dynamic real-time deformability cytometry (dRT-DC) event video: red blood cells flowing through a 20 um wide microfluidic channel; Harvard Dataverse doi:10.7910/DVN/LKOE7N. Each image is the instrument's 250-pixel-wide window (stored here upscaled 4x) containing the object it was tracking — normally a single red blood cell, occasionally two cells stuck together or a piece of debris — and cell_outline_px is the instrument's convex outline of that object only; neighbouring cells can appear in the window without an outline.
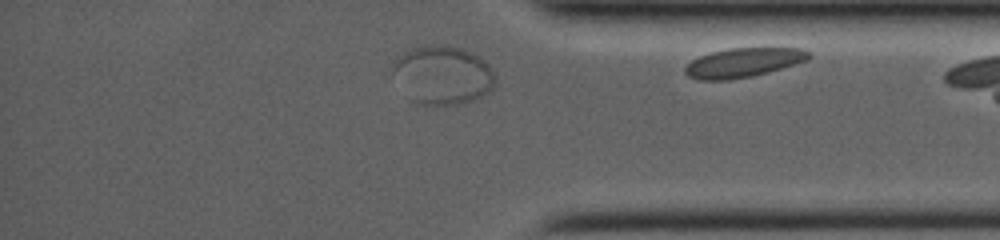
{"species": "common noctule bat (a hibernating species)", "species_latin": "Nyctalus noctula", "temperature_condition": "room temperature", "stored_images_in_passage": 40, "camera_frame_rate_fps": 4000, "um_per_image_px": 0.085, "animal": {"sex": "female", "body_mass_g": 19.0, "forearm_length_mm": 53.3}, "frame": {"image": 1, "passage_image": 40, "time_ms": 9.0, "image_size_px": [1000, 240], "cell_outline_px": [[812, 56], [808, 60], [768, 72], [752, 76], [728, 80], [700, 80], [688, 76], [684, 72], [684, 68], [692, 60], [700, 56], [712, 52], [728, 48], [804, 48], [812, 52]], "centroid_in_image_um": [63.21, 5.31], "position_along_channel_um": 372.0, "area_um2": 21.15}}